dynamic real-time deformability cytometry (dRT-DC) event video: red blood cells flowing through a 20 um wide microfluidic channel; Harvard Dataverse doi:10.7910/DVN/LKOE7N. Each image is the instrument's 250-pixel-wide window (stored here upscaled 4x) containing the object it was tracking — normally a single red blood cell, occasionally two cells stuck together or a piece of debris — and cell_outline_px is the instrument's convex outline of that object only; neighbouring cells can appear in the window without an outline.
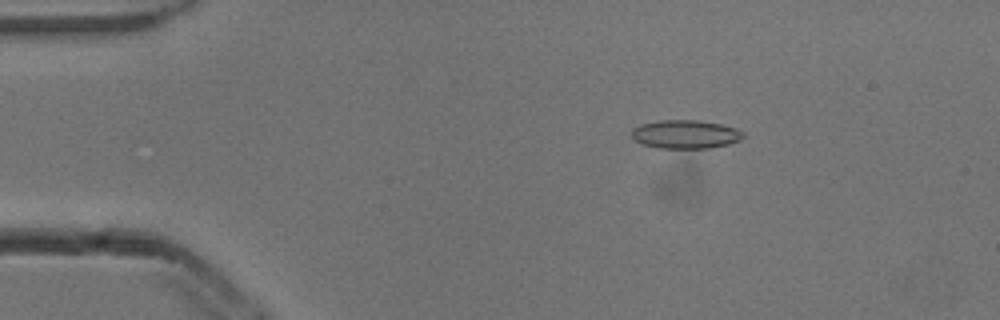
{"species": "common noctule bat (a hibernating species)", "species_latin": "Nyctalus noctula", "temperature_condition": "cold", "stored_images_in_passage": 53, "camera_frame_rate_fps": 3000, "um_per_image_px": 0.085, "animal": {"sex": "male", "body_mass_g": 13.3}, "frame": {"image": 1, "passage_image": 9, "time_ms": 2.667, "image_size_px": [1000, 320], "cell_outline_px": [[744, 136], [740, 140], [728, 144], [708, 148], [660, 148], [644, 144], [636, 140], [632, 136], [632, 128], [640, 124], [660, 120], [696, 120], [720, 124], [736, 128], [744, 132]], "centroid_in_image_um": [58.27, 11.41], "position_along_channel_um": 26.7, "area_um2": 18.44}}
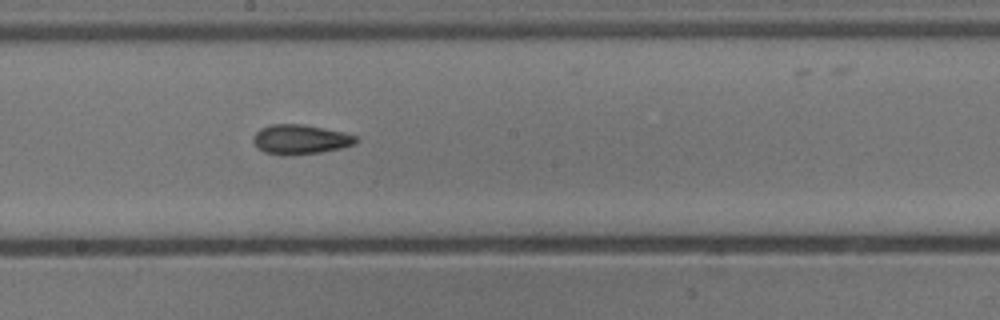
{"frame": {"image": 2, "passage_image": 29, "time_ms": 9.333, "image_size_px": [1000, 320], "cell_outline_px": [[360, 140], [356, 144], [340, 148], [320, 152], [264, 152], [256, 148], [252, 140], [252, 136], [260, 128], [272, 124], [304, 124], [344, 132], [356, 136]], "centroid_in_image_um": [25.55, 11.79], "position_along_channel_um": 222.6, "area_um2": 17.17}}
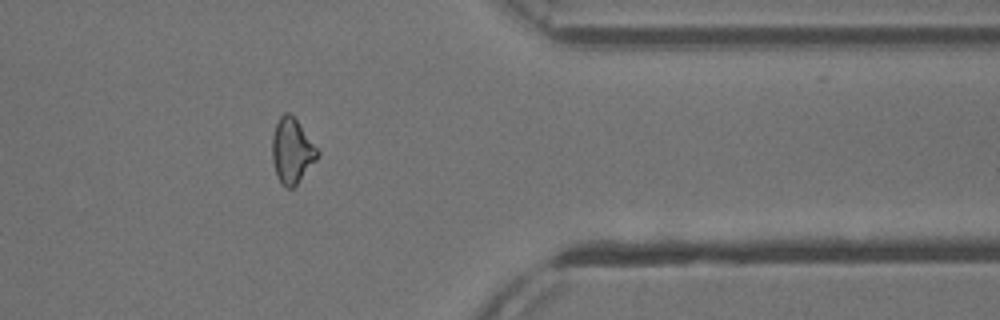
{"frame": {"image": 3, "passage_image": 43, "time_ms": 14.0, "image_size_px": [1000, 320], "cell_outline_px": [[320, 152], [316, 160], [296, 184], [292, 188], [284, 188], [280, 184], [276, 176], [272, 160], [272, 136], [276, 124], [280, 116], [284, 112], [288, 112], [296, 120]], "centroid_in_image_um": [24.78, 12.85], "position_along_channel_um": 386.6, "area_um2": 16.99}, "authors_computed_cell_mechanics": {"area_um2": 17.4556, "velocity_mm_per_s": 3.8753, "shape_relaxation_time_tau1_ms": null, "shape_relaxation_time_tau2_ms": 2.3726, "deformation_change_tau1": null, "deformation_change_tau2": 0.0858}}